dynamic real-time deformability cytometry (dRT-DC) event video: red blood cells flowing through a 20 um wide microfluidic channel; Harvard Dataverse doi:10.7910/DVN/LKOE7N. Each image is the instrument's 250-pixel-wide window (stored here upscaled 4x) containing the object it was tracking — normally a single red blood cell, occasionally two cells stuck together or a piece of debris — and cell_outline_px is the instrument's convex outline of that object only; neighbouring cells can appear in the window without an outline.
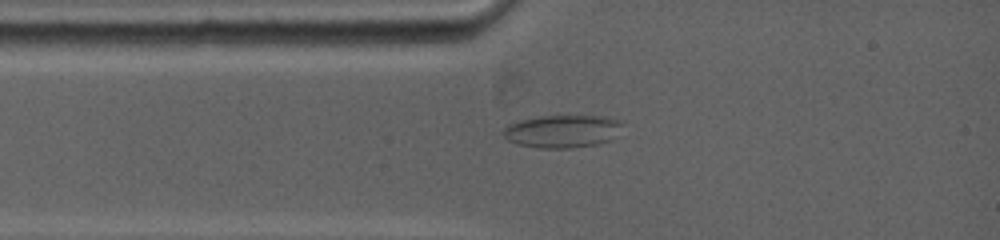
{"species": "common noctule bat (a hibernating species)", "species_latin": "Nyctalus noctula", "temperature_condition": "warm", "stored_images_in_passage": 30, "camera_frame_rate_fps": 5000, "um_per_image_px": 0.085, "animal": {"sex": "female", "body_mass_g": 19.0, "forearm_length_mm": 53.3}, "frame": {"image": 1, "passage_image": 1, "time_ms": 0.0, "image_size_px": [1000, 240], "cell_outline_px": [[624, 124], [620, 136], [612, 140], [596, 144], [572, 148], [544, 148], [520, 144], [508, 140], [500, 132], [504, 124], [520, 120], [540, 116], [604, 116], [620, 120]], "centroid_in_image_um": [47.84, 11.15], "position_along_channel_um": 37.2, "area_um2": 23.24}}
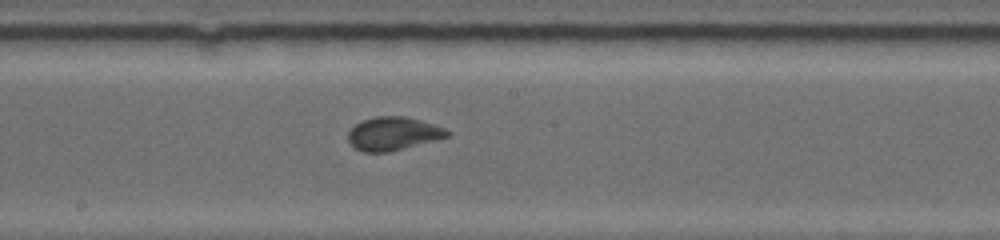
{"frame": {"image": 2, "passage_image": 15, "time_ms": 4.6, "image_size_px": [1000, 240], "cell_outline_px": [[452, 132], [448, 136], [404, 148], [388, 152], [364, 152], [356, 148], [348, 140], [348, 132], [360, 120], [376, 116], [404, 116], [420, 120], [444, 128]], "centroid_in_image_um": [33.39, 11.35], "position_along_channel_um": 214.8, "area_um2": 19.02}}
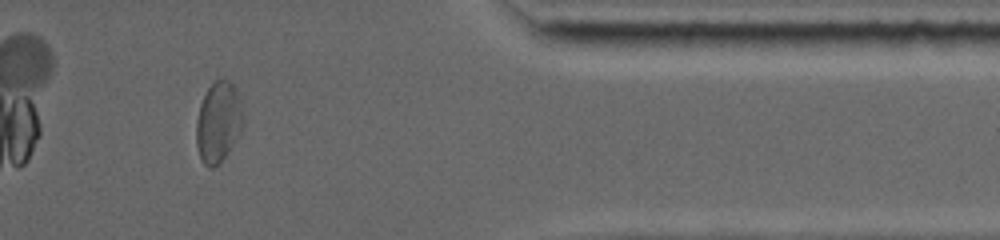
{"frame": {"image": 3, "passage_image": 26, "time_ms": 9.8, "image_size_px": [1000, 240], "cell_outline_px": [[244, 124], [228, 152], [212, 168], [208, 168], [204, 164], [200, 156], [196, 144], [196, 120], [200, 104], [208, 88], [220, 76], [224, 76], [232, 84], [240, 100], [244, 112]], "centroid_in_image_um": [18.56, 10.33], "position_along_channel_um": 392.8, "area_um2": 21.96}, "authors_computed_cell_mechanics": {"area_um2": 19.1607, "velocity_mm_per_s": 3.8856, "shape_relaxation_time_tau1_ms": 7.5902, "shape_relaxation_time_tau2_ms": 0.8631, "deformation_change_tau1": 0.178, "deformation_change_tau2": 0.0713}}